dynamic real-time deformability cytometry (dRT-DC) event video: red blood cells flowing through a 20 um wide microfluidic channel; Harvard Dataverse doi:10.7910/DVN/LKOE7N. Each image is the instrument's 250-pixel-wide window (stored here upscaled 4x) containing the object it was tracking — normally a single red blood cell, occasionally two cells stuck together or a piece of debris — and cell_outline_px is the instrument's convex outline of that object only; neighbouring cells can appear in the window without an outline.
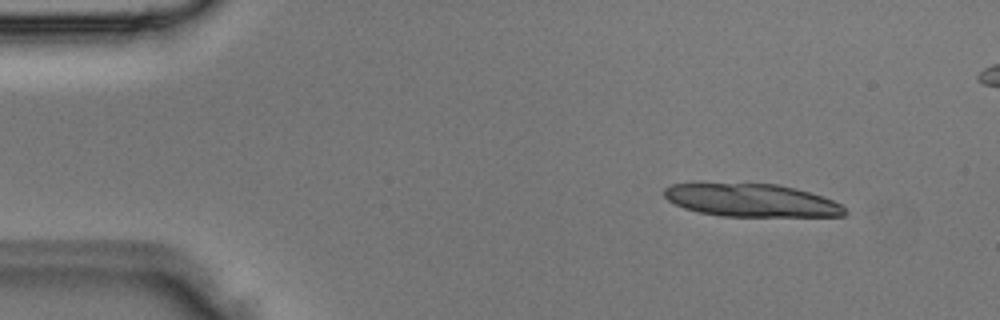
{"species": "Egyptian fruit bat (a non-hibernating species)", "species_latin": "Rousettus aegyptiacus", "temperature_condition": "room temperature", "stored_images_in_passage": 4, "camera_frame_rate_fps": 3000, "um_per_image_px": 0.085, "animal": {"sex": "male"}, "frame": {"image": 1, "passage_image": 1, "time_ms": 0.0, "image_size_px": [1000, 320], "cell_outline_px": [[848, 212], [844, 216], [720, 216], [700, 212], [684, 208], [668, 200], [664, 196], [664, 188], [672, 184], [776, 184], [796, 188], [832, 200], [840, 204]], "centroid_in_image_um": [63.88, 17.04], "position_along_channel_um": 21.1, "area_um2": 34.16}}